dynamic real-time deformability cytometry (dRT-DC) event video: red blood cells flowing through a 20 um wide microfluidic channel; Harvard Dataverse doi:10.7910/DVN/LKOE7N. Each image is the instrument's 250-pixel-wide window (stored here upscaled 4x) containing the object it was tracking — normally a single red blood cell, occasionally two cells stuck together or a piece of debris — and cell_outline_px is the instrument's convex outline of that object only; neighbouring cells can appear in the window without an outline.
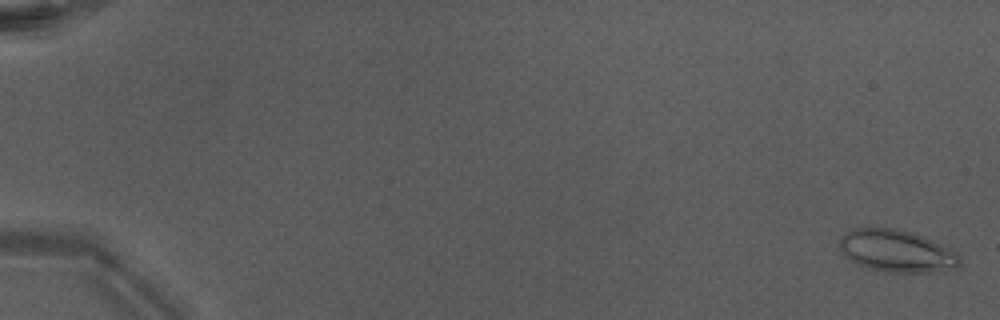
{"species": "Egyptian fruit bat (a non-hibernating species)", "species_latin": "Rousettus aegyptiacus", "temperature_condition": "warm", "stored_images_in_passage": 53, "camera_frame_rate_fps": 3000, "um_per_image_px": 0.085, "animal": {"sex": "male"}, "frame": {"image": 1, "passage_image": 2, "time_ms": 0.333, "image_size_px": [1000, 320], "cell_outline_px": [[960, 264], [956, 268], [948, 272], [888, 272], [868, 268], [848, 260], [844, 256], [840, 248], [840, 240], [852, 228], [864, 224], [896, 228], [912, 232], [924, 236], [956, 252], [960, 256]], "centroid_in_image_um": [76.21, 21.31], "position_along_channel_um": 8.8, "area_um2": 30.35}}
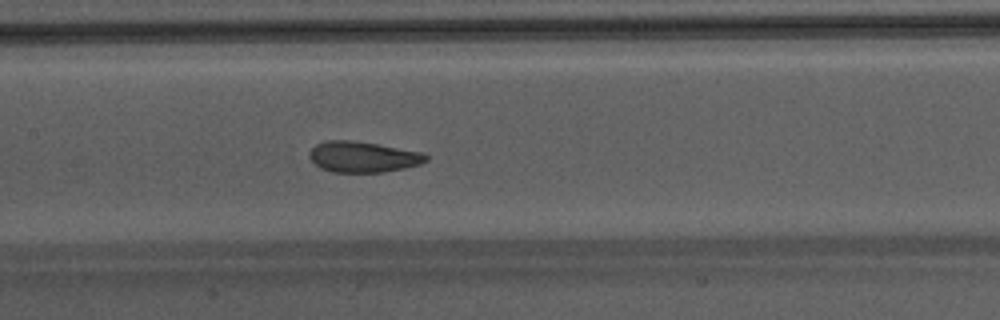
{"frame": {"image": 2, "passage_image": 28, "time_ms": 9.0, "image_size_px": [1000, 320], "cell_outline_px": [[428, 160], [420, 164], [404, 168], [384, 172], [332, 172], [320, 168], [308, 156], [308, 152], [316, 144], [328, 140], [352, 140], [424, 152], [428, 156]], "centroid_in_image_um": [30.85, 13.33], "position_along_channel_um": 176.5, "area_um2": 20.98}}
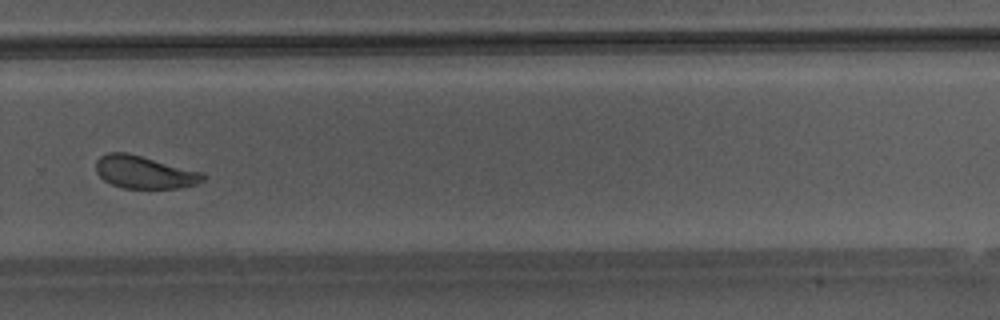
{"frame": {"image": 3, "passage_image": 38, "time_ms": 12.333, "image_size_px": [1000, 320], "cell_outline_px": [[204, 180], [196, 184], [176, 188], [124, 188], [112, 184], [104, 180], [96, 172], [96, 160], [100, 156], [108, 152], [128, 152], [204, 172]], "centroid_in_image_um": [12.27, 14.62], "position_along_channel_um": 317.5, "area_um2": 20.46}}